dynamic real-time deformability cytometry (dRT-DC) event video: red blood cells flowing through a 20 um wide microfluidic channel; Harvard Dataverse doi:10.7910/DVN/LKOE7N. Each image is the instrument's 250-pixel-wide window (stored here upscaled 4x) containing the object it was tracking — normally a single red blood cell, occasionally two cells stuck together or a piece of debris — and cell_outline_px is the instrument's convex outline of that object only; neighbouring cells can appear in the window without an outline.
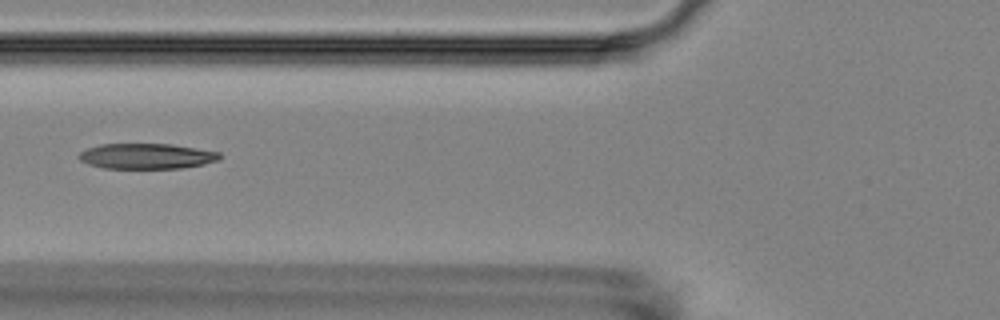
{"species": "Egyptian fruit bat (a non-hibernating species)", "species_latin": "Rousettus aegyptiacus", "temperature_condition": "room temperature", "stored_images_in_passage": 5, "camera_frame_rate_fps": 3000, "um_per_image_px": 0.085, "animal": {"sex": "female"}, "frame": {"image": 1, "passage_image": 5, "time_ms": 4.667, "image_size_px": [1000, 320], "cell_outline_px": [[224, 156], [220, 160], [204, 164], [180, 168], [104, 168], [88, 164], [80, 160], [76, 156], [80, 152], [88, 148], [100, 144], [172, 144], [220, 152]], "centroid_in_image_um": [12.49, 13.27], "position_along_channel_um": 113.3, "area_um2": 20.98}}